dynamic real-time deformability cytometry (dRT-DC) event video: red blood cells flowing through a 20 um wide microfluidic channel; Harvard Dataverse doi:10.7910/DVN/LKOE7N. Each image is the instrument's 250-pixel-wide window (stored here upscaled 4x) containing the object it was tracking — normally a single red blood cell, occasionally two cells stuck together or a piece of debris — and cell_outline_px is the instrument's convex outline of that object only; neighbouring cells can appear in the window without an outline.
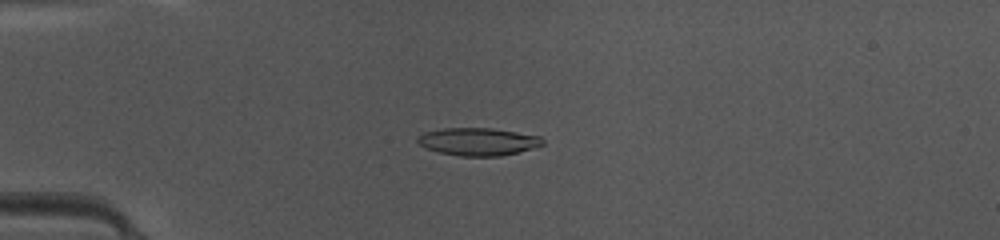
{"species": "common noctule bat (a hibernating species)", "species_latin": "Nyctalus noctula", "temperature_condition": "warm", "stored_images_in_passage": 48, "camera_frame_rate_fps": 3000, "um_per_image_px": 0.085, "animal": {"sex": "female", "body_mass_g": 10.0, "forearm_length_mm": 53.1}, "frame": {"image": 1, "passage_image": 13, "time_ms": 4.0, "image_size_px": [1000, 240], "cell_outline_px": [[544, 144], [516, 152], [500, 156], [460, 156], [440, 152], [428, 148], [420, 144], [416, 140], [416, 136], [424, 132], [444, 128], [492, 128], [540, 136], [544, 140]], "centroid_in_image_um": [40.61, 12.03], "position_along_channel_um": 44.4, "area_um2": 19.94}}
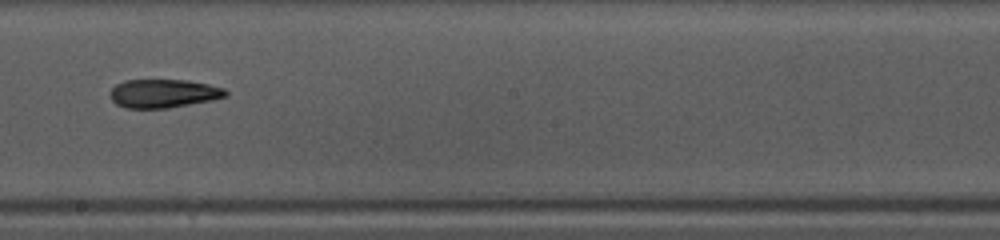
{"frame": {"image": 2, "passage_image": 28, "time_ms": 9.0, "image_size_px": [1000, 240], "cell_outline_px": [[228, 96], [212, 100], [168, 108], [124, 108], [116, 104], [108, 96], [108, 92], [116, 84], [124, 80], [188, 80], [208, 84], [224, 88], [228, 92]], "centroid_in_image_um": [13.87, 7.94], "position_along_channel_um": 234.3, "area_um2": 19.42}}
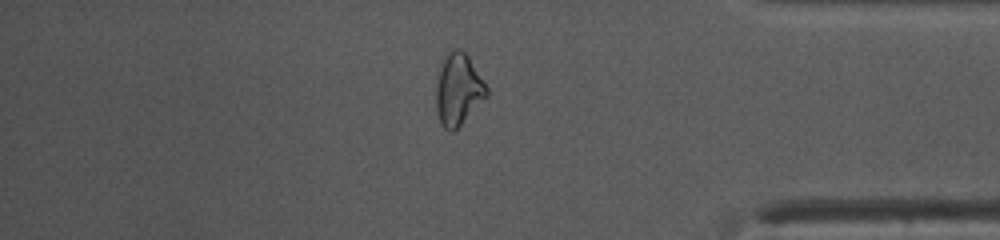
{"frame": {"image": 3, "passage_image": 41, "time_ms": 13.333, "image_size_px": [1000, 240], "cell_outline_px": [[488, 96], [452, 132], [444, 128], [440, 124], [436, 108], [436, 84], [440, 68], [444, 56], [448, 52], [456, 48], [460, 48], [468, 56], [488, 88]], "centroid_in_image_um": [38.94, 7.6], "position_along_channel_um": 396.3, "area_um2": 20.92}, "authors_computed_cell_mechanics": {"area_um2": 19.7676, "velocity_mm_per_s": 4.2003, "shape_relaxation_time_tau1_ms": null, "shape_relaxation_time_tau2_ms": 3.4422, "deformation_change_tau1": null, "deformation_change_tau2": 0.1238}}